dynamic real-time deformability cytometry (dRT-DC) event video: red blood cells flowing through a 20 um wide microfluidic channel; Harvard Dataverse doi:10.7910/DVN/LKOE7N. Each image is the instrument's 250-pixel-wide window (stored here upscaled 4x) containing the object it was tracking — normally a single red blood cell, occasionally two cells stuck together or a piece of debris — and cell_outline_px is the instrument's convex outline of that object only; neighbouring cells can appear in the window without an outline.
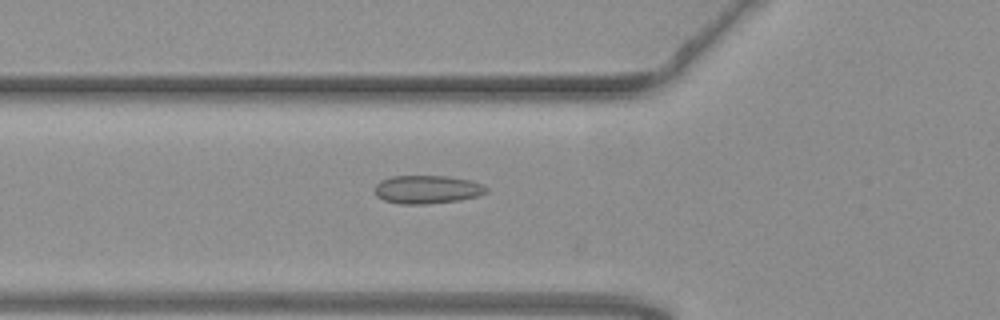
{"species": "common noctule bat (a hibernating species)", "species_latin": "Nyctalus noctula", "temperature_condition": "warm", "stored_images_in_passage": 26, "camera_frame_rate_fps": 3000, "um_per_image_px": 0.085, "animal": {"sex": "female", "body_mass_g": 19.3, "forearm_length_mm": 54.1}, "frame": {"image": 1, "passage_image": 8, "time_ms": 2.333, "image_size_px": [1000, 320], "cell_outline_px": [[488, 192], [476, 196], [460, 200], [428, 204], [400, 204], [384, 200], [376, 196], [376, 184], [380, 180], [392, 176], [448, 176], [472, 180], [484, 184], [488, 188]], "centroid_in_image_um": [36.34, 16.1], "position_along_channel_um": 89.5, "area_um2": 18.55}}
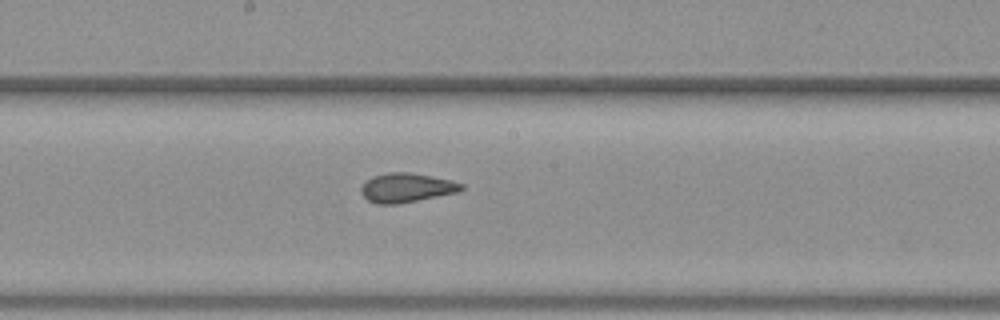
{"frame": {"image": 2, "passage_image": 18, "time_ms": 5.667, "image_size_px": [1000, 320], "cell_outline_px": [[464, 188], [460, 192], [396, 204], [376, 204], [368, 200], [360, 192], [360, 188], [364, 180], [372, 176], [388, 172], [408, 172], [452, 180], [464, 184]], "centroid_in_image_um": [34.53, 15.95], "position_along_channel_um": 213.7, "area_um2": 17.22}}
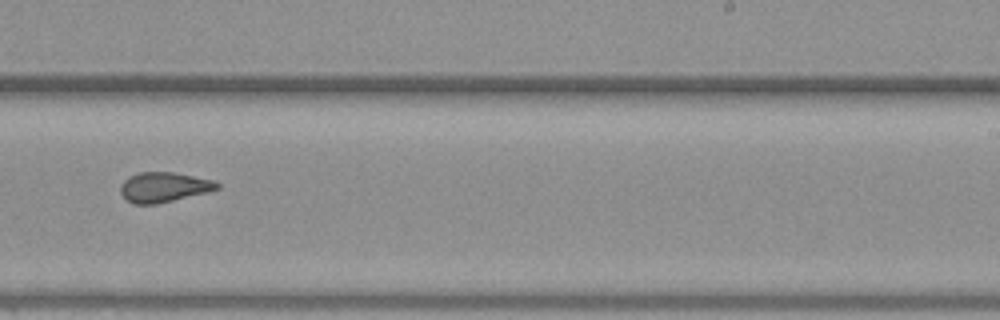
{"frame": {"image": 3, "passage_image": 23, "time_ms": 7.333, "image_size_px": [1000, 320], "cell_outline_px": [[220, 188], [208, 192], [156, 204], [132, 204], [120, 192], [120, 184], [128, 176], [140, 172], [172, 172], [212, 180], [220, 184]], "centroid_in_image_um": [13.9, 15.91], "position_along_channel_um": 275.1, "area_um2": 16.76}}